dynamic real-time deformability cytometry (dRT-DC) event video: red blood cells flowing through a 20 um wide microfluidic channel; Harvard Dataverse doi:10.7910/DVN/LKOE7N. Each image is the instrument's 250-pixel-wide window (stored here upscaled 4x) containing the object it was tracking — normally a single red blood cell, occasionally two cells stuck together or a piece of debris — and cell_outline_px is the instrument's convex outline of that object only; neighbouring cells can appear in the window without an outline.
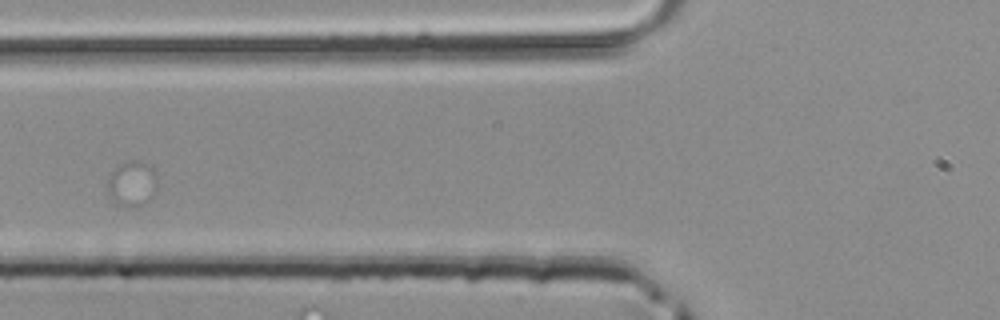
{"species": "common noctule bat (a hibernating species)", "species_latin": "Nyctalus noctula", "temperature_condition": "room temperature", "stored_images_in_passage": 3, "camera_frame_rate_fps": 3000, "um_per_image_px": 0.085, "animal": {"sex": "male", "body_mass_g": 20.4}, "frame": {"image": 1, "passage_image": 3, "time_ms": 0.667, "image_size_px": [1000, 320], "cell_outline_px": [[156, 188], [152, 196], [140, 208], [116, 204], [112, 200], [108, 188], [108, 180], [112, 172], [120, 164], [132, 160], [136, 160], [152, 164], [156, 176]], "centroid_in_image_um": [11.26, 15.61], "position_along_channel_um": 114.5, "area_um2": 13.12}}